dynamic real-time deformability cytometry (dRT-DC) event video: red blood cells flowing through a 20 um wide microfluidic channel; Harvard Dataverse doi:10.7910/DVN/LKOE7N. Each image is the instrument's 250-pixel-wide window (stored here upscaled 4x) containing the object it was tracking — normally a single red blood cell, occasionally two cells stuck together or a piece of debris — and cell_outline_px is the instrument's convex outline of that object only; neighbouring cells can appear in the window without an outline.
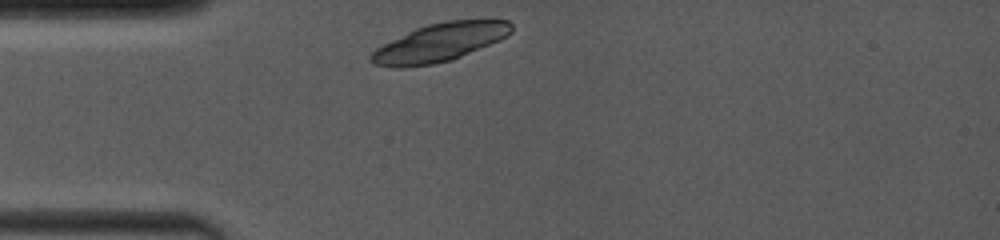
{"species": "common noctule bat (a hibernating species)", "species_latin": "Nyctalus noctula", "temperature_condition": "room temperature", "stored_images_in_passage": 3, "camera_frame_rate_fps": 4000, "um_per_image_px": 0.085, "animal": {"sex": "female", "body_mass_g": 19.0, "forearm_length_mm": 53.3}, "frame": {"image": 1, "passage_image": 1, "time_ms": 0.0, "image_size_px": [1000, 240], "cell_outline_px": [[512, 32], [508, 36], [500, 40], [452, 60], [432, 64], [404, 68], [392, 68], [372, 64], [368, 60], [368, 56], [376, 48], [416, 28], [428, 24], [448, 20], [508, 20], [512, 24]], "centroid_in_image_um": [37.35, 3.63], "position_along_channel_um": 47.6, "area_um2": 31.33}}